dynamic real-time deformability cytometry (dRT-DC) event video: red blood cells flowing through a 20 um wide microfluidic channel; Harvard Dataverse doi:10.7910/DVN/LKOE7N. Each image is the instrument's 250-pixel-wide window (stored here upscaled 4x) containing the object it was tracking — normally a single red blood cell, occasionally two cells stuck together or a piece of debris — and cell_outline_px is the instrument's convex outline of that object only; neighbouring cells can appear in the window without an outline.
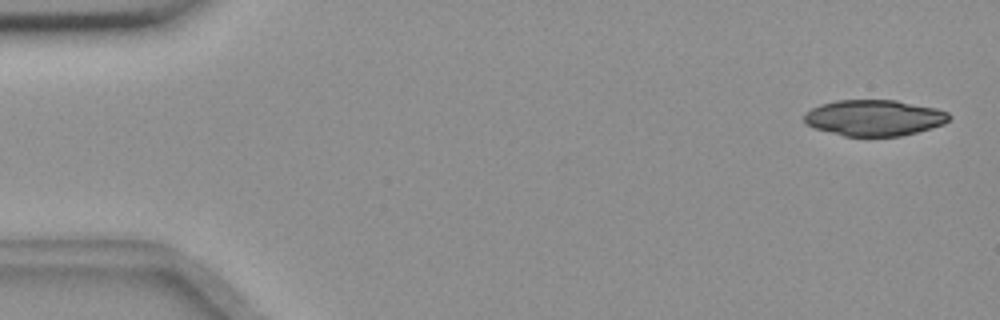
{"species": "common noctule bat (a hibernating species)", "species_latin": "Nyctalus noctula", "temperature_condition": "room temperature", "stored_images_in_passage": 54, "camera_frame_rate_fps": 3000, "um_per_image_px": 0.085, "animal": {"sex": "female", "body_mass_g": 18.4}, "frame": {"image": 1, "passage_image": 2, "time_ms": 0.333, "image_size_px": [1000, 320], "cell_outline_px": [[952, 116], [944, 124], [916, 132], [900, 136], [844, 136], [816, 128], [804, 124], [804, 112], [820, 104], [836, 100], [896, 100], [936, 108], [948, 112]], "centroid_in_image_um": [74.29, 10.01], "position_along_channel_um": 10.7, "area_um2": 30.46}}